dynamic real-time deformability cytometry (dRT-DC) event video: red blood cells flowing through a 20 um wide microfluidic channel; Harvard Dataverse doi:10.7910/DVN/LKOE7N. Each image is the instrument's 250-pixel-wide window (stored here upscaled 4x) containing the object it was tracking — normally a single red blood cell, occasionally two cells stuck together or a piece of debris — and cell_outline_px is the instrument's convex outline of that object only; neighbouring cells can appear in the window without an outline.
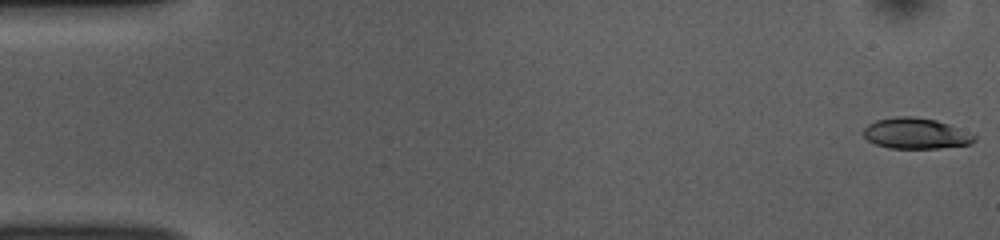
{"species": "common noctule bat (a hibernating species)", "species_latin": "Nyctalus noctula", "temperature_condition": "room temperature", "stored_images_in_passage": 53, "camera_frame_rate_fps": 3000, "um_per_image_px": 0.085, "animal": {"sex": "female", "body_mass_g": 10.0, "forearm_length_mm": 53.1}, "frame": {"image": 1, "passage_image": 1, "time_ms": 0.0, "image_size_px": [1000, 240], "cell_outline_px": [[976, 140], [972, 144], [940, 148], [888, 148], [876, 144], [868, 140], [864, 136], [864, 128], [868, 124], [876, 120], [896, 116], [916, 116], [936, 120], [948, 124], [976, 136]], "centroid_in_image_um": [77.84, 11.34], "position_along_channel_um": 7.2, "area_um2": 19.88}}
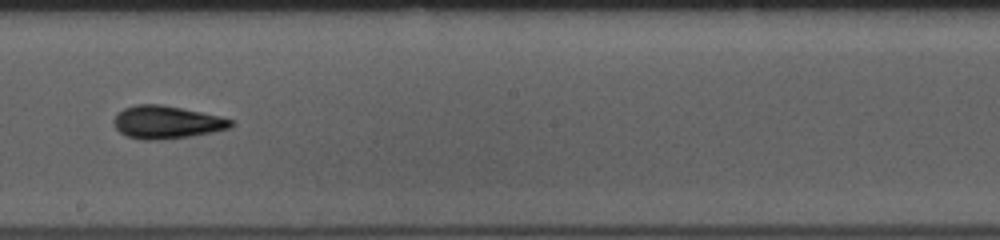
{"frame": {"image": 2, "passage_image": 30, "time_ms": 9.667, "image_size_px": [1000, 240], "cell_outline_px": [[236, 124], [232, 128], [212, 132], [188, 136], [156, 140], [144, 140], [128, 136], [120, 132], [116, 128], [112, 120], [116, 112], [124, 108], [136, 104], [160, 104], [220, 116], [232, 120]], "centroid_in_image_um": [14.15, 10.38], "position_along_channel_um": 234.0, "area_um2": 22.37}}
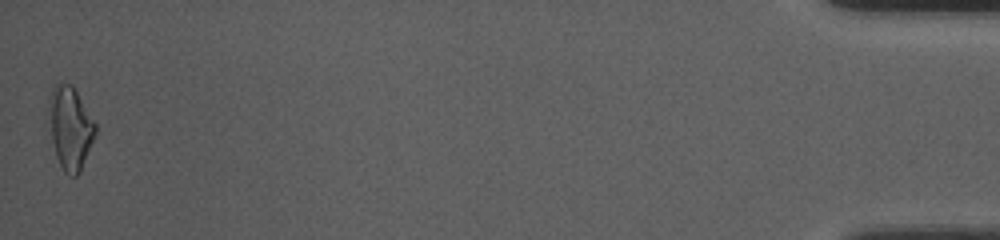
{"frame": {"image": 3, "passage_image": 53, "time_ms": 17.333, "image_size_px": [1000, 240], "cell_outline_px": [[96, 136], [80, 172], [76, 176], [68, 176], [64, 172], [56, 156], [52, 140], [48, 112], [48, 96], [52, 84], [72, 84], [96, 124]], "centroid_in_image_um": [5.96, 10.86], "position_along_channel_um": 429.2, "area_um2": 22.66}, "authors_computed_cell_mechanics": {"area_um2": 21.097, "velocity_mm_per_s": 3.7625, "shape_relaxation_time_tau1_ms": 2.6929, "shape_relaxation_time_tau2_ms": 2.3037, "deformation_change_tau1": 0.1554, "deformation_change_tau2": 0.1071}}